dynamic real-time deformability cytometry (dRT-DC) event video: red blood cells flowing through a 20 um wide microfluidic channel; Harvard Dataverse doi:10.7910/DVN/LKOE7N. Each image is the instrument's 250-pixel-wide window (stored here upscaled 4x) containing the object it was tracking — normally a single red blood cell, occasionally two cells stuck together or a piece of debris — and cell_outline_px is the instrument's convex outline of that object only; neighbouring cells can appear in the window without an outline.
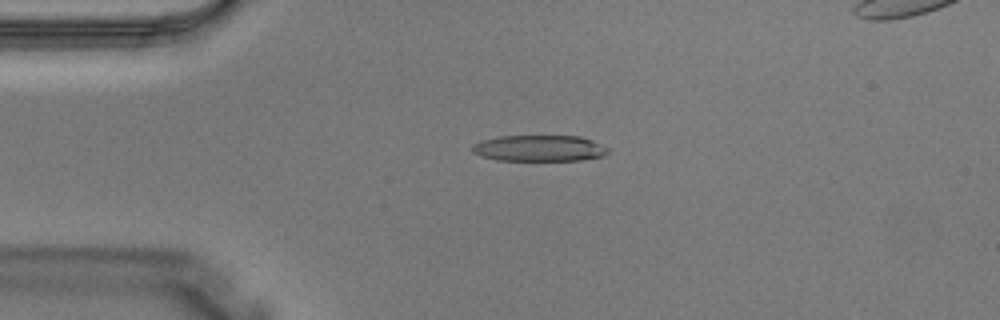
{"species": "Egyptian fruit bat (a non-hibernating species)", "species_latin": "Rousettus aegyptiacus", "temperature_condition": "warm", "stored_images_in_passage": 3, "camera_frame_rate_fps": 3000, "um_per_image_px": 0.085, "animal": {"sex": "male"}, "frame": {"image": 1, "passage_image": 3, "time_ms": 0.667, "image_size_px": [1000, 320], "cell_outline_px": [[608, 152], [604, 156], [580, 160], [496, 160], [472, 152], [472, 144], [480, 140], [500, 136], [580, 136], [592, 140], [608, 148]], "centroid_in_image_um": [45.83, 12.59], "position_along_channel_um": 39.2, "area_um2": 20.63}}